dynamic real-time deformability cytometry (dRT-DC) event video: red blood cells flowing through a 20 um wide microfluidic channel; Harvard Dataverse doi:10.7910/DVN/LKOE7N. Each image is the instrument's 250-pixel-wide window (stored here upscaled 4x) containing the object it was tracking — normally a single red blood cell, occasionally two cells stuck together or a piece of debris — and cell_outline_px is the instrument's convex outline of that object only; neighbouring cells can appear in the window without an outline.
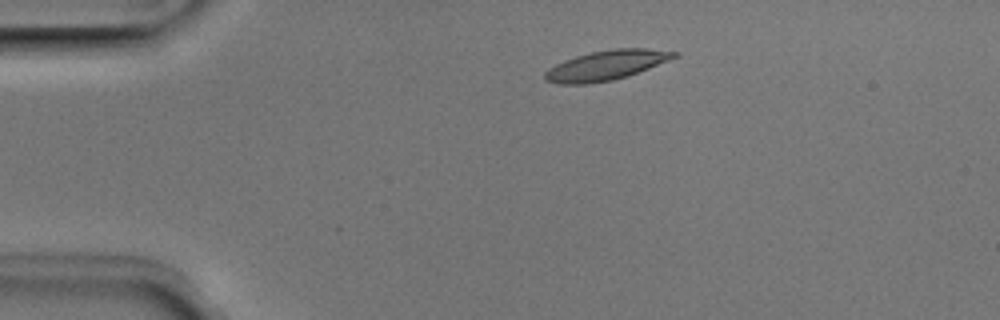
{"species": "Egyptian fruit bat (a non-hibernating species)", "species_latin": "Rousettus aegyptiacus", "temperature_condition": "room temperature", "stored_images_in_passage": 5, "camera_frame_rate_fps": 3000, "um_per_image_px": 0.085, "animal": {"sex": "male"}, "frame": {"image": 1, "passage_image": 2, "time_ms": 0.333, "image_size_px": [1000, 320], "cell_outline_px": [[680, 56], [628, 76], [612, 80], [588, 84], [560, 84], [544, 80], [544, 72], [548, 68], [564, 60], [576, 56], [592, 52], [616, 48], [648, 48], [680, 52]], "centroid_in_image_um": [51.55, 5.55], "position_along_channel_um": 33.4, "area_um2": 22.48}}
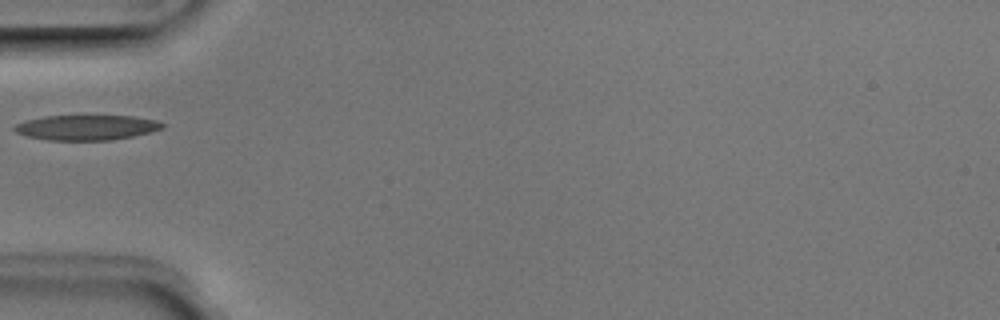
{"frame": {"image": 2, "passage_image": 4, "time_ms": 1.0, "image_size_px": [1000, 320], "cell_outline_px": [[164, 128], [152, 132], [112, 140], [48, 140], [24, 136], [16, 132], [12, 128], [16, 124], [24, 120], [44, 116], [132, 116], [156, 120], [164, 124]], "centroid_in_image_um": [7.33, 10.84], "position_along_channel_um": 77.7, "area_um2": 21.73}}